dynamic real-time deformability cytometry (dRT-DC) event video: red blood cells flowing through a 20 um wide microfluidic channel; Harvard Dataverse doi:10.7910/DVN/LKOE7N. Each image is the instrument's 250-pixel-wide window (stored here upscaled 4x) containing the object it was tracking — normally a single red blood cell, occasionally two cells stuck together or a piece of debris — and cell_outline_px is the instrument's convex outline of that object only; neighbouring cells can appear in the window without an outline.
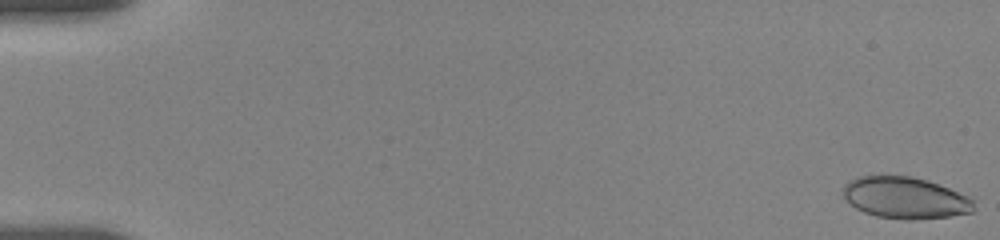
{"species": "human", "species_latin": "Homo sapiens", "temperature_condition": "room temperature", "stored_images_in_passage": 47, "camera_frame_rate_fps": 3000, "um_per_image_px": 0.085, "donor": {"sex": "female"}, "frame": {"image": 1, "passage_image": 1, "time_ms": 0.0, "image_size_px": [1000, 240], "cell_outline_px": [[972, 212], [948, 216], [912, 220], [908, 220], [876, 216], [864, 212], [856, 208], [844, 196], [844, 184], [848, 180], [860, 176], [912, 176], [928, 180], [968, 196], [972, 200]], "centroid_in_image_um": [76.92, 16.81], "position_along_channel_um": 8.1, "area_um2": 31.33}}
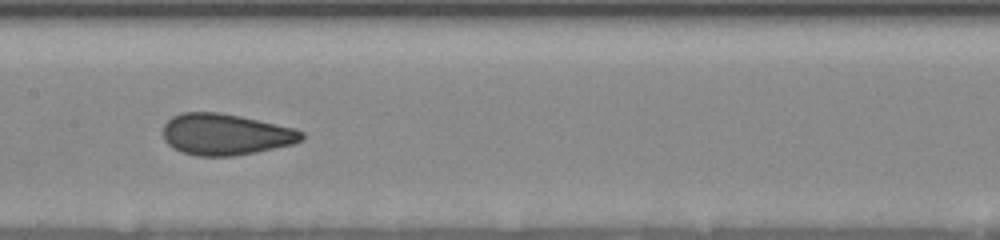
{"frame": {"image": 2, "passage_image": 28, "time_ms": 9.333, "image_size_px": [1000, 240], "cell_outline_px": [[304, 140], [292, 144], [256, 152], [232, 156], [196, 156], [180, 152], [168, 144], [164, 140], [164, 124], [172, 116], [180, 112], [220, 112], [240, 116], [292, 128], [304, 132]], "centroid_in_image_um": [19.14, 11.42], "position_along_channel_um": 188.3, "area_um2": 33.35}}
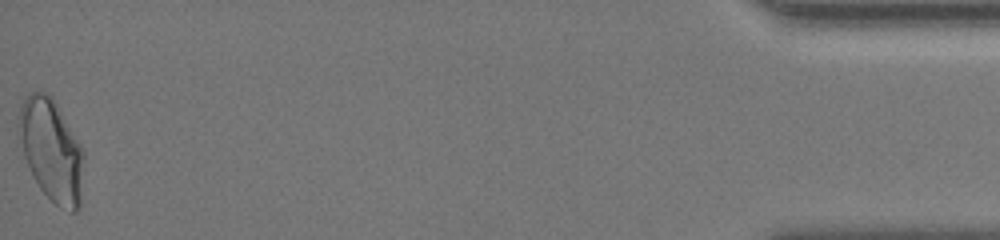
{"frame": {"image": 3, "passage_image": 46, "time_ms": 18.333, "image_size_px": [1000, 240], "cell_outline_px": [[84, 160], [80, 208], [76, 212], [72, 212], [60, 208], [40, 188], [28, 168], [24, 156], [16, 124], [16, 116], [20, 104], [28, 92], [48, 92], [52, 96], [80, 144], [84, 152]], "centroid_in_image_um": [4.35, 12.74], "position_along_channel_um": 430.9, "area_um2": 39.13}, "authors_computed_cell_mechanics": {"area_um2": 32.7726, "velocity_mm_per_s": 3.6628, "shape_relaxation_time_tau1_ms": 11.2262, "shape_relaxation_time_tau2_ms": 0.7491, "deformation_change_tau1": 0.2181, "deformation_change_tau2": 0.0683}}